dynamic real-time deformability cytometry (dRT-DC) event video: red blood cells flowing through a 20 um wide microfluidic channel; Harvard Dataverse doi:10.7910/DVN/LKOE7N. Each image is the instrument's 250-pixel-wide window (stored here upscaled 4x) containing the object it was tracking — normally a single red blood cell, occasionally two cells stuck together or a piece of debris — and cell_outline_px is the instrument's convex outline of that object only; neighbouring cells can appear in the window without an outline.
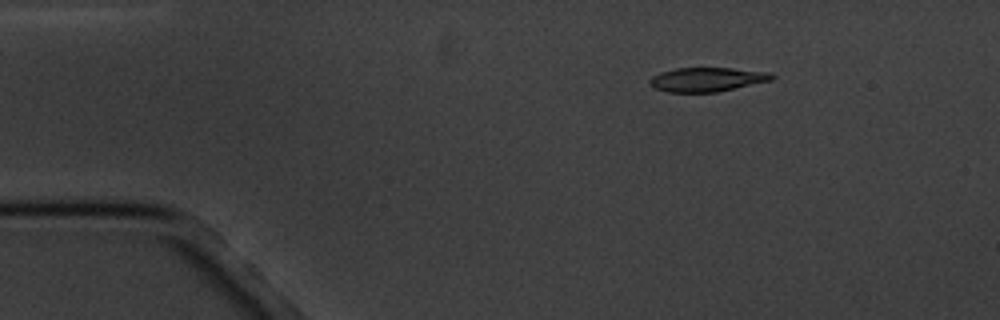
{"species": "common noctule bat (a hibernating species)", "species_latin": "Nyctalus noctula", "temperature_condition": "cold", "stored_images_in_passage": 8, "camera_frame_rate_fps": 3000, "um_per_image_px": 0.085, "animal": {"sex": "male", "body_mass_g": 20.1, "forearm_length_mm": 53.5}, "frame": {"image": 1, "passage_image": 3, "time_ms": 2.333, "image_size_px": [1000, 320], "cell_outline_px": [[776, 76], [772, 80], [716, 92], [668, 92], [656, 88], [648, 84], [648, 80], [652, 76], [660, 72], [676, 68], [732, 68], [772, 72]], "centroid_in_image_um": [60.1, 6.75], "position_along_channel_um": 24.9, "area_um2": 17.22}}
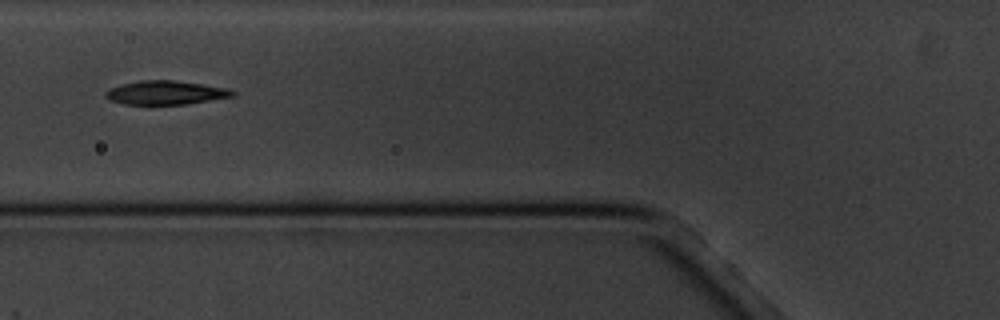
{"frame": {"image": 2, "passage_image": 6, "time_ms": 6.667, "image_size_px": [1000, 320], "cell_outline_px": [[236, 92], [232, 96], [188, 104], [124, 104], [112, 100], [104, 96], [104, 92], [108, 88], [120, 84], [140, 80], [172, 80], [200, 84], [224, 88]], "centroid_in_image_um": [14.0, 7.87], "position_along_channel_um": 111.8, "area_um2": 17.4}}
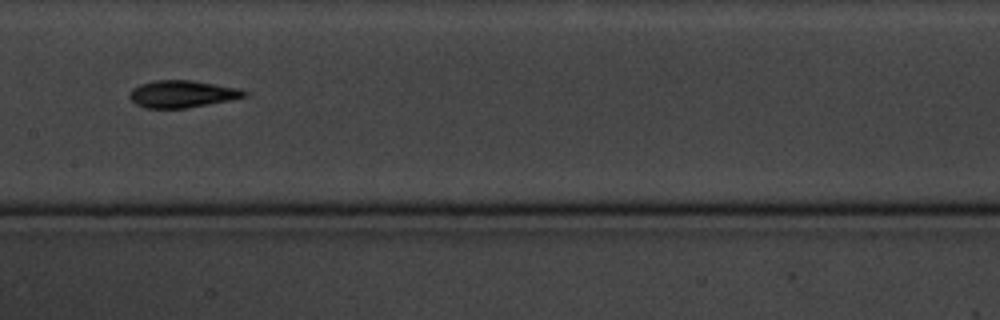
{"frame": {"image": 3, "passage_image": 8, "time_ms": 9.0, "image_size_px": [1000, 320], "cell_outline_px": [[248, 96], [228, 100], [184, 108], [144, 108], [136, 104], [128, 96], [128, 92], [132, 88], [140, 84], [156, 80], [192, 80], [236, 88], [248, 92]], "centroid_in_image_um": [15.42, 7.98], "position_along_channel_um": 192.0, "area_um2": 17.98}}